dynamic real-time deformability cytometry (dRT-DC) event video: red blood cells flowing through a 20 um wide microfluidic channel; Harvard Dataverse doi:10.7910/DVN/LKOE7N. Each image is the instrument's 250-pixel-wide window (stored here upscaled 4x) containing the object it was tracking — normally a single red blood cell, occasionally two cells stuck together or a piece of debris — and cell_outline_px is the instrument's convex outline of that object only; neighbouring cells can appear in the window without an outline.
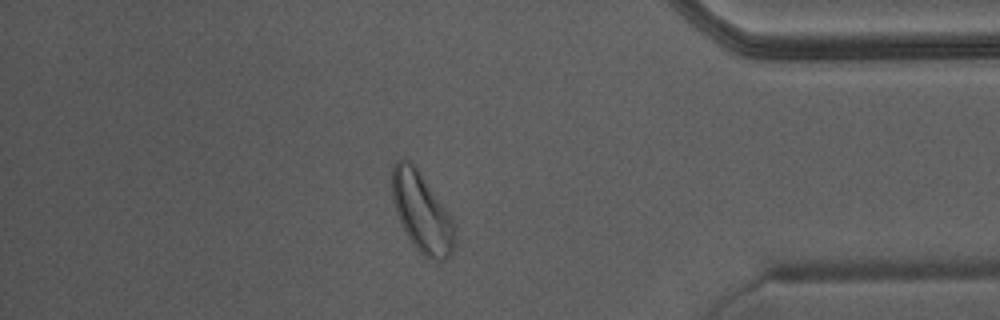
{"species": "Egyptian fruit bat (a non-hibernating species)", "species_latin": "Rousettus aegyptiacus", "temperature_condition": "warm", "stored_images_in_passage": 45, "camera_frame_rate_fps": 3000, "um_per_image_px": 0.085, "animal": {"sex": "male"}, "frame": {"image": 1, "passage_image": 39, "time_ms": 12.667, "image_size_px": [1000, 320], "cell_outline_px": [[456, 248], [444, 260], [432, 260], [424, 256], [416, 248], [400, 224], [396, 212], [392, 196], [392, 168], [396, 160], [404, 156], [420, 172], [448, 212], [456, 224]], "centroid_in_image_um": [35.87, 18.06], "position_along_channel_um": 399.3, "area_um2": 29.25}, "authors_computed_cell_mechanics": {"area_um2": 29.2468, "velocity_mm_per_s": 4.3779, "shape_relaxation_time_tau1_ms": null, "shape_relaxation_time_tau2_ms": 1.295, "deformation_change_tau1": null, "deformation_change_tau2": 0.0731}}